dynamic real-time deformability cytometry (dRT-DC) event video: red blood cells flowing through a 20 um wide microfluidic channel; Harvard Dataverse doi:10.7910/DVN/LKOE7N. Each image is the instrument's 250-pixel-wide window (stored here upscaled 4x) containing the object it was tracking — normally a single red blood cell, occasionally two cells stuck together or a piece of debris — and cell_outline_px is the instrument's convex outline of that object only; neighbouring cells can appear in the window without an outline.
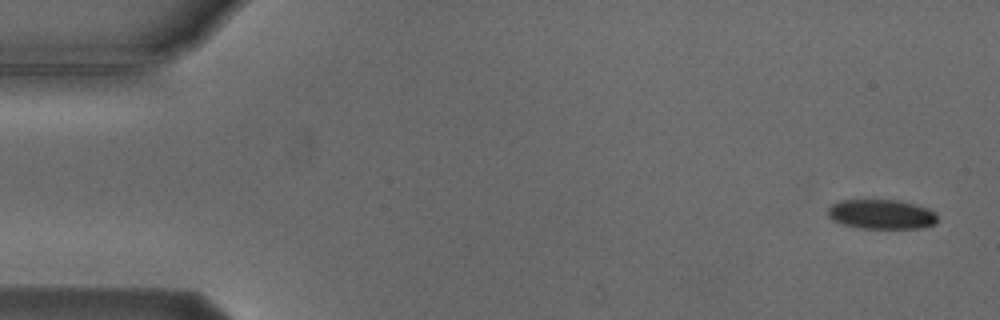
{"species": "Egyptian fruit bat (a non-hibernating species)", "species_latin": "Rousettus aegyptiacus", "temperature_condition": "cold", "stored_images_in_passage": 5, "camera_frame_rate_fps": 3000, "um_per_image_px": 0.085, "animal": {"sex": "male"}, "frame": {"image": 1, "passage_image": 1, "time_ms": 0.0, "image_size_px": [1000, 320], "cell_outline_px": [[936, 224], [924, 228], [860, 228], [844, 224], [832, 220], [828, 216], [828, 208], [832, 204], [840, 200], [896, 200], [928, 208], [936, 212]], "centroid_in_image_um": [74.92, 18.22], "position_along_channel_um": 10.1, "area_um2": 18.84}}